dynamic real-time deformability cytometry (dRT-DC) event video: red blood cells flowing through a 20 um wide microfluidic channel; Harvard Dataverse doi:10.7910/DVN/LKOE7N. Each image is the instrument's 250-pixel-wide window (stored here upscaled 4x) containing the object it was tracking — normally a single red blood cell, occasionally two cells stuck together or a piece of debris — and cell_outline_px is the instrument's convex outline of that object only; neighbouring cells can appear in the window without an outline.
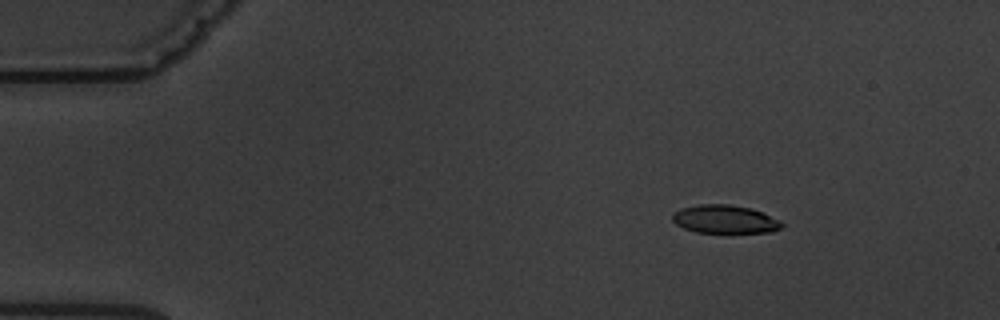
{"species": "common noctule bat (a hibernating species)", "species_latin": "Nyctalus noctula", "temperature_condition": "warm", "stored_images_in_passage": 6, "camera_frame_rate_fps": 3000, "um_per_image_px": 0.085, "animal": {"sex": "male", "body_mass_g": 19.5, "forearm_length_mm": 54.6}, "frame": {"image": 1, "passage_image": 2, "time_ms": 1.333, "image_size_px": [1000, 320], "cell_outline_px": [[784, 224], [780, 228], [772, 232], [696, 232], [684, 228], [676, 224], [672, 220], [672, 212], [680, 208], [700, 204], [728, 204], [748, 208], [760, 212], [780, 220]], "centroid_in_image_um": [61.56, 18.63], "position_along_channel_um": 23.4, "area_um2": 17.86}}
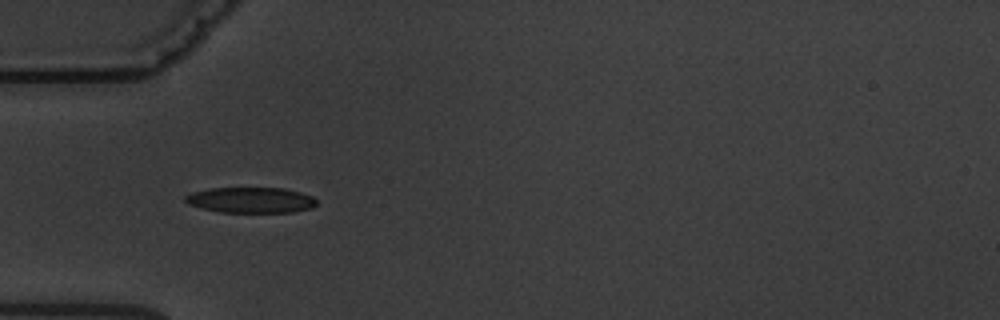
{"frame": {"image": 2, "passage_image": 5, "time_ms": 4.667, "image_size_px": [1000, 320], "cell_outline_px": [[316, 204], [312, 208], [292, 212], [220, 212], [188, 204], [184, 200], [184, 196], [192, 192], [212, 188], [284, 188], [300, 192], [312, 196], [316, 200]], "centroid_in_image_um": [21.32, 17.0], "position_along_channel_um": 63.7, "area_um2": 19.54}}